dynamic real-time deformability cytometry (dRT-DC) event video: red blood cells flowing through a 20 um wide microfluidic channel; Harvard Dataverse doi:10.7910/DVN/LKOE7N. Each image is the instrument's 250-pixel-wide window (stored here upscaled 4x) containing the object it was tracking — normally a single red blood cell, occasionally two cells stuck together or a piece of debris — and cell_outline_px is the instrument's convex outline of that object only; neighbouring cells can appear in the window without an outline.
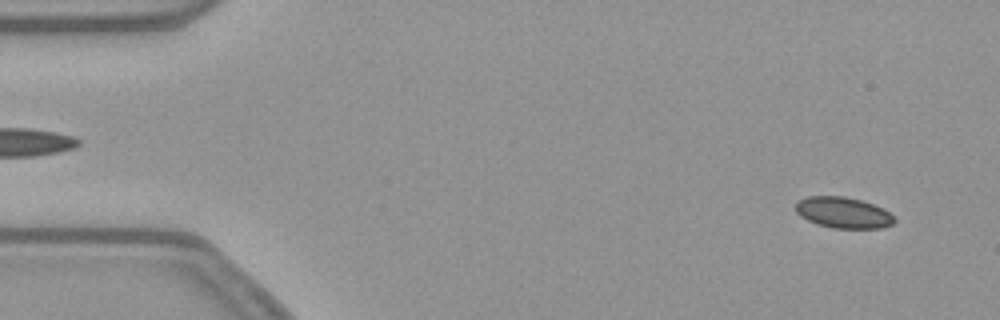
{"species": "common noctule bat (a hibernating species)", "species_latin": "Nyctalus noctula", "temperature_condition": "warm", "stored_images_in_passage": 14, "camera_frame_rate_fps": 3000, "um_per_image_px": 0.085, "animal": {"sex": "female", "body_mass_g": 21.9}, "frame": {"image": 1, "passage_image": 3, "time_ms": 0.667, "image_size_px": [1000, 320], "cell_outline_px": [[896, 220], [892, 224], [880, 228], [832, 228], [816, 224], [800, 216], [796, 212], [796, 200], [808, 196], [844, 196], [860, 200], [884, 208]], "centroid_in_image_um": [71.64, 18.07], "position_along_channel_um": 13.4, "area_um2": 17.86}}